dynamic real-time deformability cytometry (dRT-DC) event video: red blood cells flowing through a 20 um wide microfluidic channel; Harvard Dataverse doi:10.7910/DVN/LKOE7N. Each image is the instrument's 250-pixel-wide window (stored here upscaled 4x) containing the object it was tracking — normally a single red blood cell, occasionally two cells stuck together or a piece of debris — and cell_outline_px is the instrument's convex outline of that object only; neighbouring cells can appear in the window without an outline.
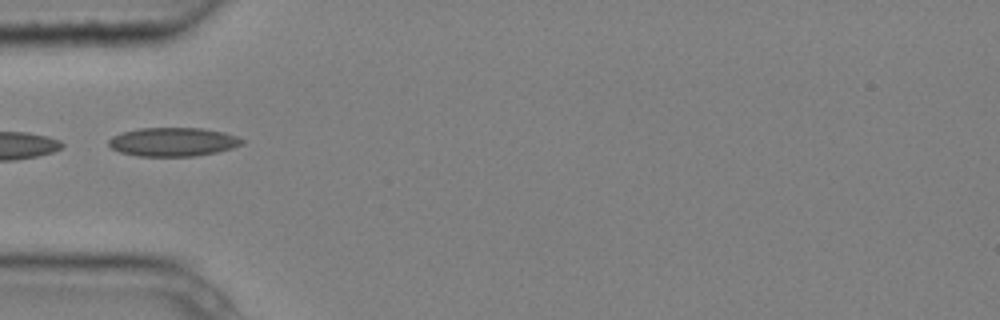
{"species": "common noctule bat (a hibernating species)", "species_latin": "Nyctalus noctula", "temperature_condition": "cold", "stored_images_in_passage": 6, "camera_frame_rate_fps": 3000, "um_per_image_px": 0.085, "animal": {"sex": "male", "body_mass_g": 20.4}, "frame": {"image": 1, "passage_image": 5, "time_ms": 1.333, "image_size_px": [1000, 320], "cell_outline_px": [[244, 144], [232, 148], [216, 152], [196, 156], [136, 156], [120, 152], [112, 148], [108, 144], [108, 140], [112, 136], [124, 132], [140, 128], [200, 128], [224, 132], [236, 136], [244, 140]], "centroid_in_image_um": [14.71, 12.06], "position_along_channel_um": 70.3, "area_um2": 22.31}}
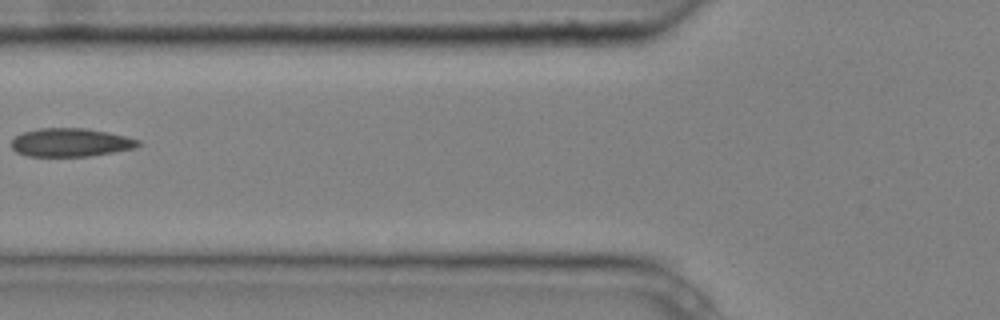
{"frame": {"image": 2, "passage_image": 6, "time_ms": 1.667, "image_size_px": [1000, 320], "cell_outline_px": [[140, 144], [132, 148], [112, 152], [88, 156], [28, 156], [16, 152], [12, 148], [12, 140], [16, 136], [24, 132], [40, 128], [84, 128], [108, 132], [140, 140]], "centroid_in_image_um": [5.97, 12.1], "position_along_channel_um": 119.8, "area_um2": 20.69}}